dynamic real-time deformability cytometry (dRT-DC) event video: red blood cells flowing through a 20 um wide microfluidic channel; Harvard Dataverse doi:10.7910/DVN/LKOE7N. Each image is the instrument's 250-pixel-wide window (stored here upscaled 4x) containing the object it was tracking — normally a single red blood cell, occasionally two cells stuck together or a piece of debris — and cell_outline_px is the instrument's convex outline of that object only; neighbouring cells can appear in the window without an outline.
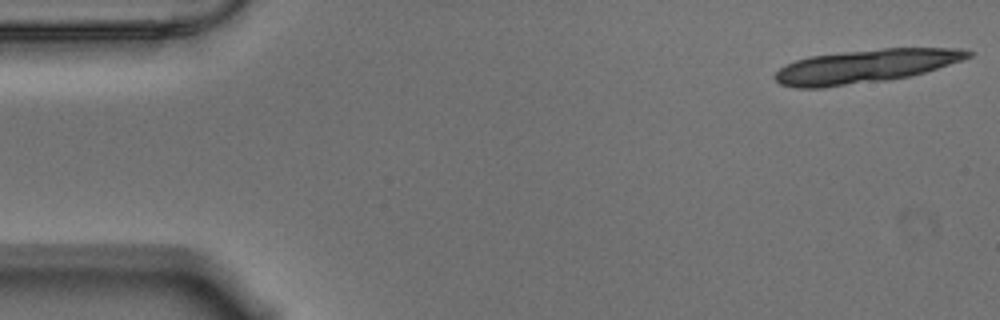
{"species": "Egyptian fruit bat (a non-hibernating species)", "species_latin": "Rousettus aegyptiacus", "temperature_condition": "warm", "stored_images_in_passage": 19, "camera_frame_rate_fps": 3000, "um_per_image_px": 0.085, "animal": {"sex": "male"}, "frame": {"image": 1, "passage_image": 1, "time_ms": 0.0, "image_size_px": [1000, 320], "cell_outline_px": [[976, 52], [972, 56], [912, 76], [888, 80], [824, 88], [796, 88], [780, 84], [772, 76], [780, 68], [796, 60], [808, 56], [884, 48], [960, 48]], "centroid_in_image_um": [73.54, 5.64], "position_along_channel_um": 11.5, "area_um2": 37.63}}
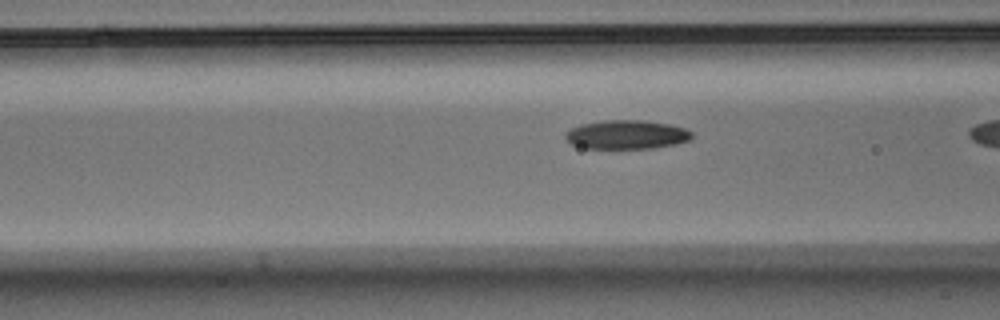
{"frame": {"image": 2, "passage_image": 18, "time_ms": 5.667, "image_size_px": [1000, 320], "cell_outline_px": [[692, 136], [688, 140], [676, 144], [656, 148], [584, 148], [572, 144], [564, 140], [564, 136], [572, 128], [580, 124], [604, 120], [644, 120], [668, 124], [684, 128], [692, 132]], "centroid_in_image_um": [53.24, 11.44], "position_along_channel_um": 113.4, "area_um2": 21.27}}